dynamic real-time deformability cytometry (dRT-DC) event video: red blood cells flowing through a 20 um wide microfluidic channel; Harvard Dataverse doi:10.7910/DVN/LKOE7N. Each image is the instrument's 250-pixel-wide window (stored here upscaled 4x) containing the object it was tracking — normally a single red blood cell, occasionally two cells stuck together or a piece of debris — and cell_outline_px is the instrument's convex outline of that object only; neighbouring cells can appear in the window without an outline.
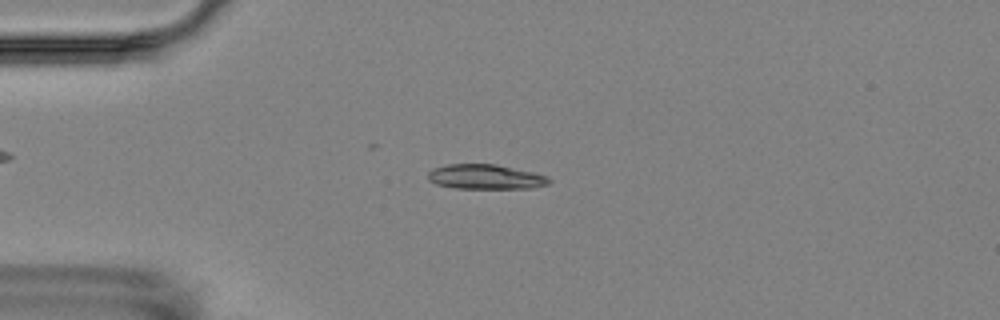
{"species": "Egyptian fruit bat (a non-hibernating species)", "species_latin": "Rousettus aegyptiacus", "temperature_condition": "room temperature", "stored_images_in_passage": 5, "camera_frame_rate_fps": 3000, "um_per_image_px": 0.085, "animal": {"sex": "female"}, "frame": {"image": 1, "passage_image": 4, "time_ms": 3.333, "image_size_px": [1000, 320], "cell_outline_px": [[552, 180], [548, 184], [532, 188], [456, 188], [436, 184], [428, 180], [428, 172], [432, 168], [448, 164], [496, 164], [532, 172], [548, 176]], "centroid_in_image_um": [41.26, 15.03], "position_along_channel_um": 43.7, "area_um2": 17.46}}